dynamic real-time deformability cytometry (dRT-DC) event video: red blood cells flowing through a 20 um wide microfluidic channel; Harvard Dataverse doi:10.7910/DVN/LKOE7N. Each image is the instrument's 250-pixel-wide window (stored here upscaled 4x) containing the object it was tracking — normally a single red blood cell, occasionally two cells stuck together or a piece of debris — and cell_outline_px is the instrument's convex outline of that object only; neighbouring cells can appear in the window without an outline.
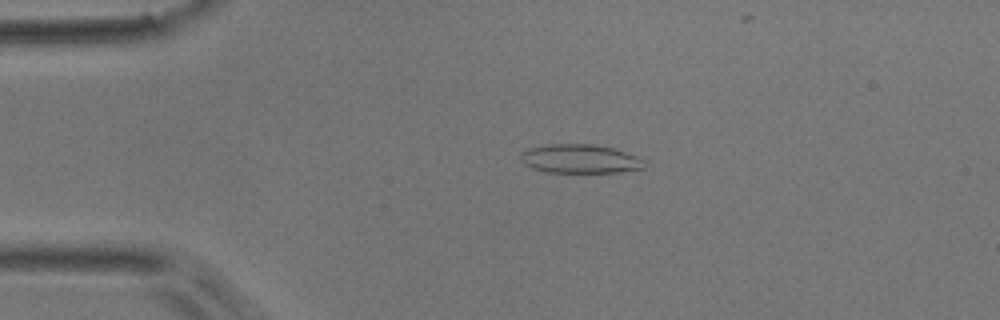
{"species": "common noctule bat (a hibernating species)", "species_latin": "Nyctalus noctula", "temperature_condition": "room temperature", "stored_images_in_passage": 35, "camera_frame_rate_fps": 3000, "um_per_image_px": 0.085, "animal": {"sex": "male", "body_mass_g": 17.9}, "frame": {"image": 1, "passage_image": 1, "time_ms": 0.0, "image_size_px": [1000, 320], "cell_outline_px": [[644, 168], [620, 172], [548, 172], [532, 168], [524, 164], [520, 160], [520, 152], [528, 148], [552, 144], [592, 144], [612, 148], [636, 156], [640, 160]], "centroid_in_image_um": [49.22, 13.5], "position_along_channel_um": 35.8, "area_um2": 20.52}}
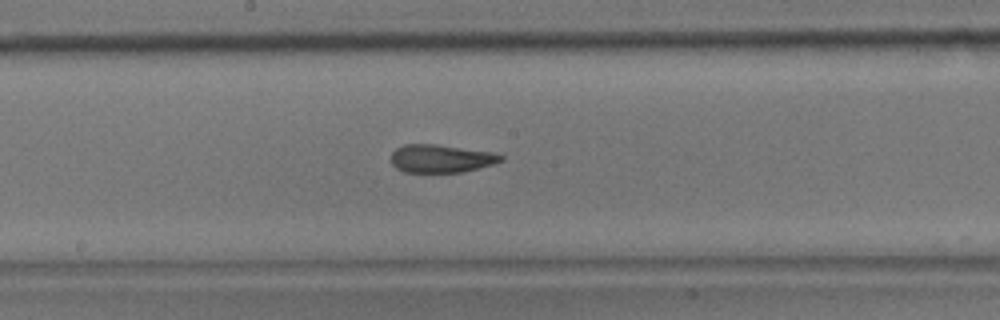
{"frame": {"image": 2, "passage_image": 17, "time_ms": 5.333, "image_size_px": [1000, 320], "cell_outline_px": [[504, 160], [492, 164], [460, 172], [404, 172], [396, 168], [392, 164], [392, 152], [396, 148], [404, 144], [436, 144], [492, 152], [504, 156]], "centroid_in_image_um": [37.46, 13.47], "position_along_channel_um": 210.7, "area_um2": 17.8}}
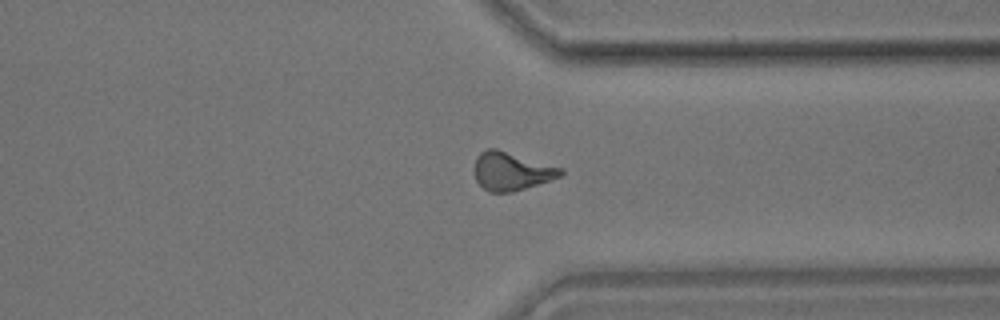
{"frame": {"image": 3, "passage_image": 29, "time_ms": 9.333, "image_size_px": [1000, 320], "cell_outline_px": [[564, 172], [560, 176], [552, 180], [512, 192], [488, 192], [476, 180], [472, 168], [476, 156], [480, 152], [488, 148], [496, 148], [564, 168]], "centroid_in_image_um": [43.45, 14.54], "position_along_channel_um": 367.9, "area_um2": 19.54}}